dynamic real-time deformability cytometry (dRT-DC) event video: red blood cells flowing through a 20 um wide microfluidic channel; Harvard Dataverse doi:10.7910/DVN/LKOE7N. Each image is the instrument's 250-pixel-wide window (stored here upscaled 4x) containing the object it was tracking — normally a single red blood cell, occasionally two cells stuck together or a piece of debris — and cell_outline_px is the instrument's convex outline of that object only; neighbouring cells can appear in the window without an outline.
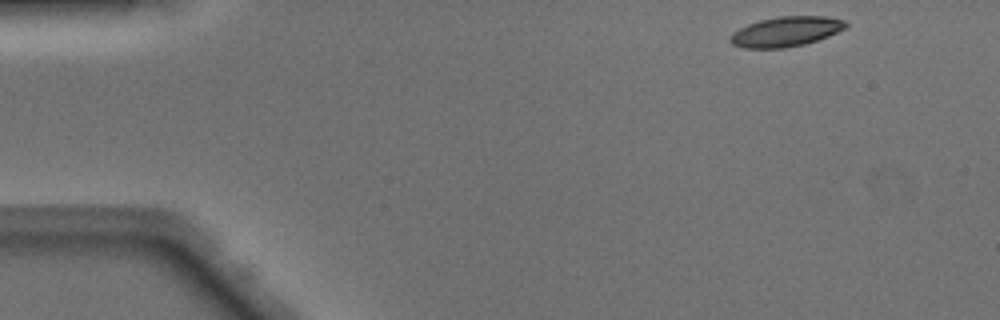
{"species": "Egyptian fruit bat (a non-hibernating species)", "species_latin": "Rousettus aegyptiacus", "temperature_condition": "warm", "stored_images_in_passage": 45, "camera_frame_rate_fps": 3000, "um_per_image_px": 0.085, "animal": {"sex": "male"}, "frame": {"image": 1, "passage_image": 1, "time_ms": 0.0, "image_size_px": [1000, 320], "cell_outline_px": [[848, 24], [844, 28], [828, 36], [804, 44], [784, 48], [744, 48], [732, 44], [728, 40], [732, 32], [748, 24], [760, 20], [780, 16], [824, 16], [844, 20]], "centroid_in_image_um": [66.76, 2.68], "position_along_channel_um": 18.2, "area_um2": 20.0}}
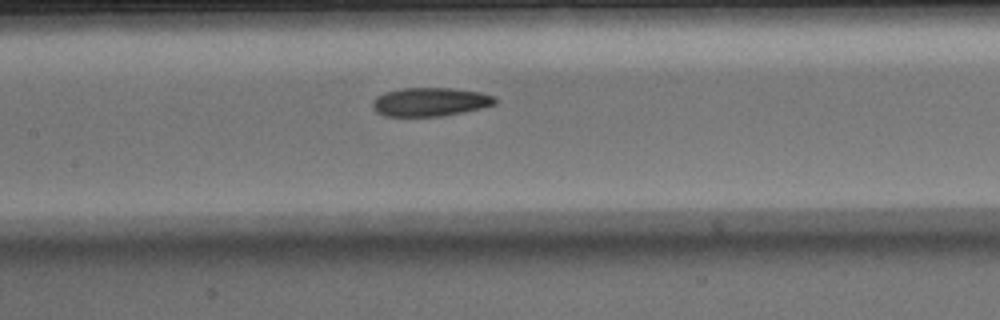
{"frame": {"image": 2, "passage_image": 19, "time_ms": 6.0, "image_size_px": [1000, 320], "cell_outline_px": [[496, 104], [484, 108], [464, 112], [440, 116], [384, 116], [376, 112], [372, 108], [372, 100], [376, 96], [384, 92], [400, 88], [452, 88], [480, 92], [496, 96]], "centroid_in_image_um": [36.56, 8.66], "position_along_channel_um": 170.8, "area_um2": 20.75}}
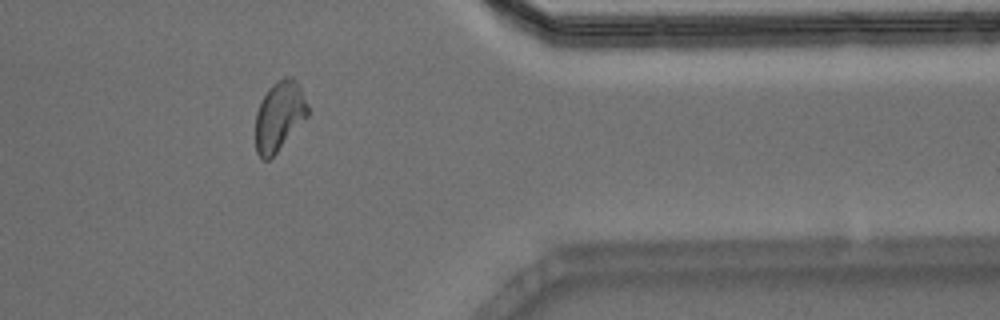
{"frame": {"image": 3, "passage_image": 36, "time_ms": 11.667, "image_size_px": [1000, 320], "cell_outline_px": [[308, 116], [276, 152], [268, 160], [260, 160], [256, 152], [256, 112], [268, 88], [276, 80], [284, 76], [292, 76], [300, 84], [308, 104]], "centroid_in_image_um": [23.75, 9.83], "position_along_channel_um": 387.7, "area_um2": 21.27}, "authors_computed_cell_mechanics": {"area_um2": 20.9814, "velocity_mm_per_s": 4.1217, "shape_relaxation_time_tau1_ms": null, "shape_relaxation_time_tau2_ms": 2.0722, "deformation_change_tau1": null, "deformation_change_tau2": 0.0842}}